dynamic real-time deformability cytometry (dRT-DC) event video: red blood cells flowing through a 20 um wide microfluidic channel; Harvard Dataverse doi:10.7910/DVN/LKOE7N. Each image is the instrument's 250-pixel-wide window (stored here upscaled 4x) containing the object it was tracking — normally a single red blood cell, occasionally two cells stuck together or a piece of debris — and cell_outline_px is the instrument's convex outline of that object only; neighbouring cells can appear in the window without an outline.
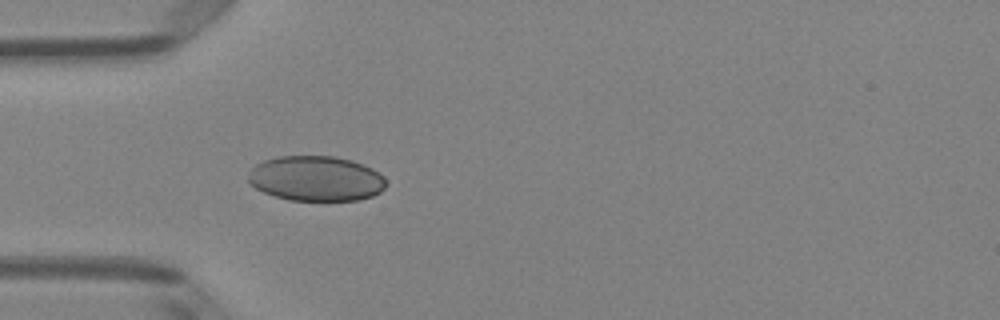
{"species": "Egyptian fruit bat (a non-hibernating species)", "species_latin": "Rousettus aegyptiacus", "temperature_condition": "room temperature", "stored_images_in_passage": 49, "camera_frame_rate_fps": 3000, "um_per_image_px": 0.085, "animal": {"sex": "female"}, "frame": {"image": 1, "passage_image": 14, "time_ms": 4.333, "image_size_px": [1000, 320], "cell_outline_px": [[384, 188], [380, 192], [372, 196], [356, 200], [288, 200], [264, 192], [256, 188], [248, 180], [248, 176], [252, 168], [256, 164], [264, 160], [276, 156], [332, 156], [352, 160], [372, 168], [384, 176]], "centroid_in_image_um": [26.85, 15.16], "position_along_channel_um": 58.1, "area_um2": 36.07}}
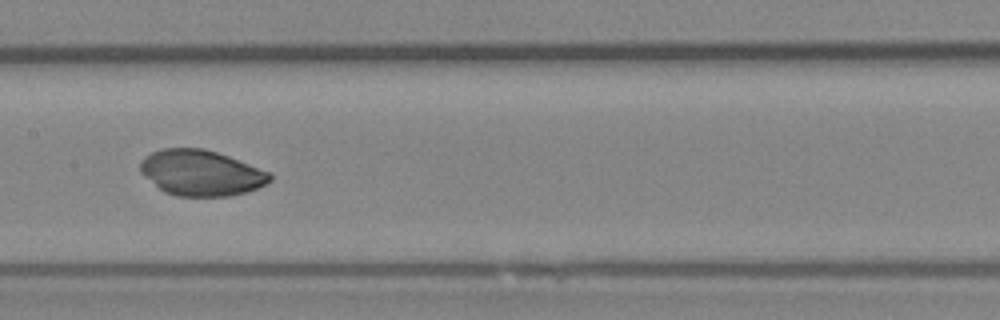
{"frame": {"image": 2, "passage_image": 24, "time_ms": 7.667, "image_size_px": [1000, 320], "cell_outline_px": [[272, 180], [256, 188], [244, 192], [228, 196], [176, 196], [164, 192], [144, 176], [140, 172], [140, 164], [144, 156], [160, 148], [204, 148], [228, 156], [272, 172]], "centroid_in_image_um": [17.08, 14.68], "position_along_channel_um": 190.3, "area_um2": 34.51}}
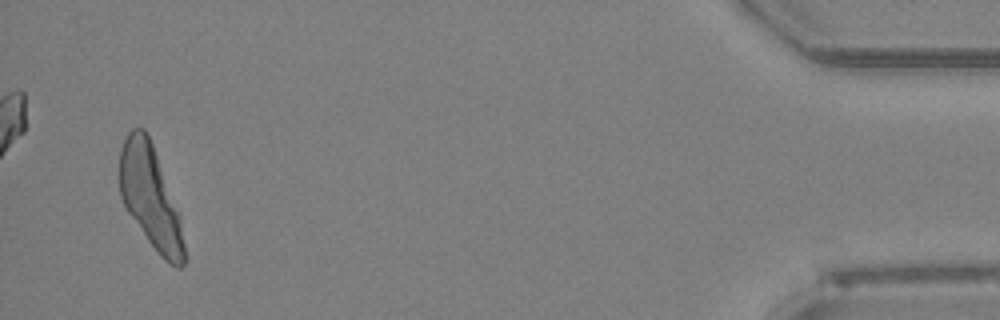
{"frame": {"image": 3, "passage_image": 47, "time_ms": 15.333, "image_size_px": [1000, 320], "cell_outline_px": [[188, 260], [180, 268], [176, 268], [164, 260], [160, 256], [148, 240], [128, 212], [120, 196], [120, 148], [128, 132], [132, 128], [144, 128], [152, 144], [180, 216], [188, 256]], "centroid_in_image_um": [12.82, 16.83], "position_along_channel_um": 422.4, "area_um2": 38.44}}